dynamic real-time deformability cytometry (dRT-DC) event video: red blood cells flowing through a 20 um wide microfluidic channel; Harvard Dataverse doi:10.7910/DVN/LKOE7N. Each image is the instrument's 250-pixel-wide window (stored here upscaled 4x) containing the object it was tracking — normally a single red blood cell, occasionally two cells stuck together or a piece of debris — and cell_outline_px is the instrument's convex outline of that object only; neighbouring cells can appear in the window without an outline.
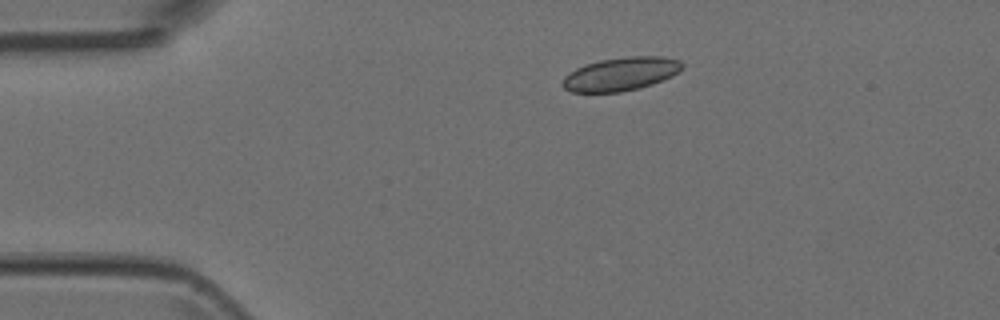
{"species": "Egyptian fruit bat (a non-hibernating species)", "species_latin": "Rousettus aegyptiacus", "temperature_condition": "room temperature", "stored_images_in_passage": 3, "camera_frame_rate_fps": 3000, "um_per_image_px": 0.085, "animal": {"sex": "female"}, "frame": {"image": 1, "passage_image": 3, "time_ms": 0.667, "image_size_px": [1000, 320], "cell_outline_px": [[684, 68], [680, 72], [672, 76], [652, 84], [620, 92], [572, 92], [564, 88], [560, 84], [564, 76], [576, 68], [584, 64], [600, 60], [628, 56], [664, 56], [680, 60], [684, 64]], "centroid_in_image_um": [52.78, 6.27], "position_along_channel_um": 32.2, "area_um2": 23.47}}